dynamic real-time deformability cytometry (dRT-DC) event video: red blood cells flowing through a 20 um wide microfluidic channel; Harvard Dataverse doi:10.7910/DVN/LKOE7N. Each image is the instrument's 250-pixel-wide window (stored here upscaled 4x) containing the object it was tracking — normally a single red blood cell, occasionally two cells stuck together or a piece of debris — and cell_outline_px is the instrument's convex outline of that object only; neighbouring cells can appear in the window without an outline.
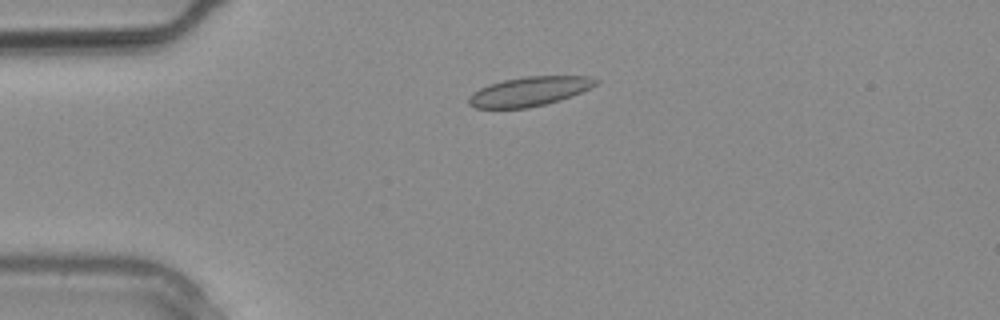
{"species": "common noctule bat (a hibernating species)", "species_latin": "Nyctalus noctula", "temperature_condition": "warm", "stored_images_in_passage": 1, "camera_frame_rate_fps": 3000, "um_per_image_px": 0.085, "animal": {"sex": "male", "body_mass_g": 20.4}, "frame": {"image": 1, "passage_image": 1, "time_ms": 0.0, "image_size_px": [1000, 320], "cell_outline_px": [[600, 80], [596, 84], [572, 96], [560, 100], [528, 108], [476, 108], [468, 104], [468, 96], [472, 92], [488, 84], [504, 80], [528, 76], [588, 76]], "centroid_in_image_um": [44.96, 7.77], "position_along_channel_um": 40.0, "area_um2": 21.62}}